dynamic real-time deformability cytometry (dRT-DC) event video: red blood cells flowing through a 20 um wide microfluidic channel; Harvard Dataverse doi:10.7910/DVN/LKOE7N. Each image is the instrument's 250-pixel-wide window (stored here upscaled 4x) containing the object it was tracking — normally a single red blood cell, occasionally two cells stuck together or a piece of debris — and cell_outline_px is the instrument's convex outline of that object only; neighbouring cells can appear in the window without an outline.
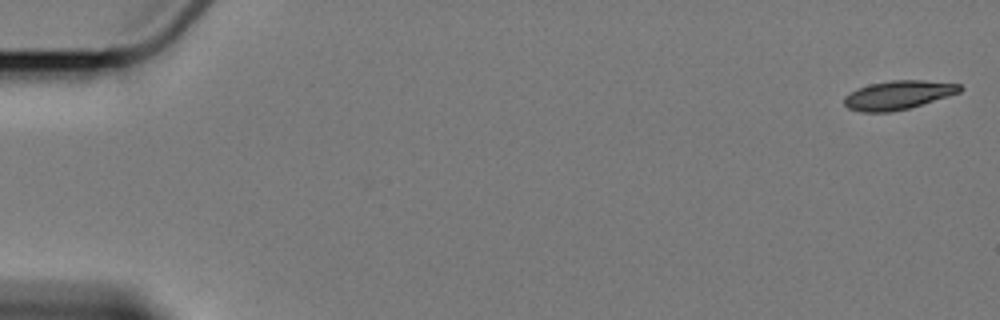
{"species": "Egyptian fruit bat (a non-hibernating species)", "species_latin": "Rousettus aegyptiacus", "temperature_condition": "cold", "stored_images_in_passage": 6, "camera_frame_rate_fps": 3000, "um_per_image_px": 0.085, "animal": {"sex": "female"}, "frame": {"image": 1, "passage_image": 1, "time_ms": 0.0, "image_size_px": [1000, 320], "cell_outline_px": [[964, 88], [960, 92], [948, 96], [908, 108], [892, 112], [860, 112], [848, 108], [844, 104], [844, 96], [856, 88], [868, 84], [892, 80], [924, 80], [960, 84]], "centroid_in_image_um": [76.31, 8.07], "position_along_channel_um": 8.7, "area_um2": 19.48}}
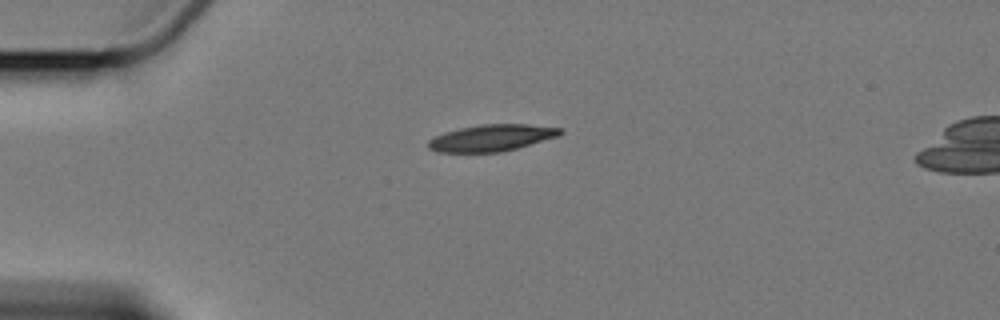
{"frame": {"image": 2, "passage_image": 5, "time_ms": 4.667, "image_size_px": [1000, 320], "cell_outline_px": [[564, 132], [560, 136], [516, 148], [500, 152], [436, 152], [428, 148], [428, 140], [444, 132], [460, 128], [480, 124], [528, 124], [564, 128]], "centroid_in_image_um": [41.82, 11.71], "position_along_channel_um": 43.2, "area_um2": 20.58}}